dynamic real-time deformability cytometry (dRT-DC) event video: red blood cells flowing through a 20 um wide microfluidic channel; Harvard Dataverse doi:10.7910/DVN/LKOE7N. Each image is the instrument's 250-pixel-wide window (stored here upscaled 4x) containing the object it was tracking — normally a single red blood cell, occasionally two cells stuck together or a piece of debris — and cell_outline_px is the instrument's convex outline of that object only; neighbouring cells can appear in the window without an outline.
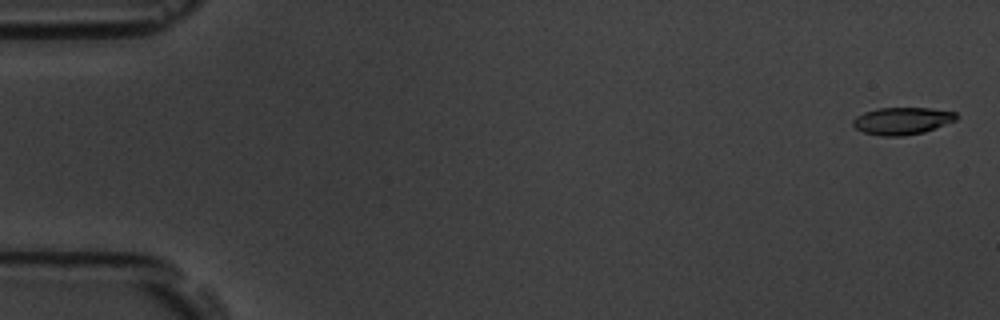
{"species": "common noctule bat (a hibernating species)", "species_latin": "Nyctalus noctula", "temperature_condition": "room temperature", "stored_images_in_passage": 5, "camera_frame_rate_fps": 3000, "um_per_image_px": 0.085, "animal": {"sex": "male", "body_mass_g": 19.5, "forearm_length_mm": 54.6}, "frame": {"image": 1, "passage_image": 1, "time_ms": 0.0, "image_size_px": [1000, 320], "cell_outline_px": [[956, 120], [924, 132], [904, 136], [884, 136], [864, 132], [856, 128], [852, 124], [852, 120], [856, 116], [864, 112], [876, 108], [928, 108], [956, 112]], "centroid_in_image_um": [76.65, 10.27], "position_along_channel_um": 8.3, "area_um2": 16.3}}
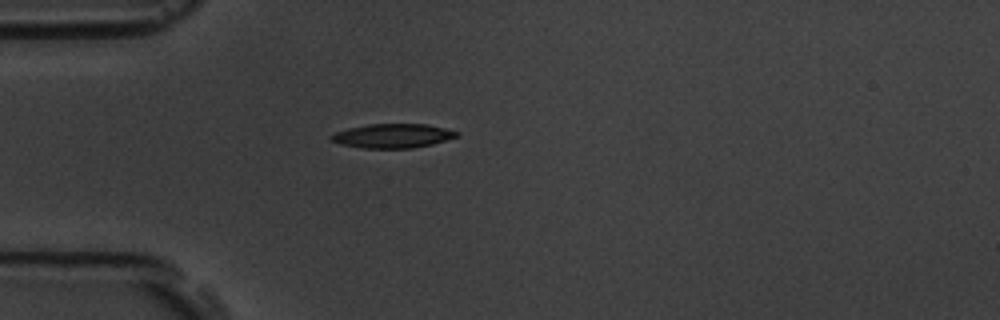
{"frame": {"image": 2, "passage_image": 5, "time_ms": 1.333, "image_size_px": [1000, 320], "cell_outline_px": [[460, 136], [432, 144], [412, 148], [364, 148], [340, 144], [332, 140], [328, 136], [336, 132], [348, 128], [368, 124], [428, 124], [460, 132]], "centroid_in_image_um": [33.4, 11.54], "position_along_channel_um": 51.6, "area_um2": 17.69}}